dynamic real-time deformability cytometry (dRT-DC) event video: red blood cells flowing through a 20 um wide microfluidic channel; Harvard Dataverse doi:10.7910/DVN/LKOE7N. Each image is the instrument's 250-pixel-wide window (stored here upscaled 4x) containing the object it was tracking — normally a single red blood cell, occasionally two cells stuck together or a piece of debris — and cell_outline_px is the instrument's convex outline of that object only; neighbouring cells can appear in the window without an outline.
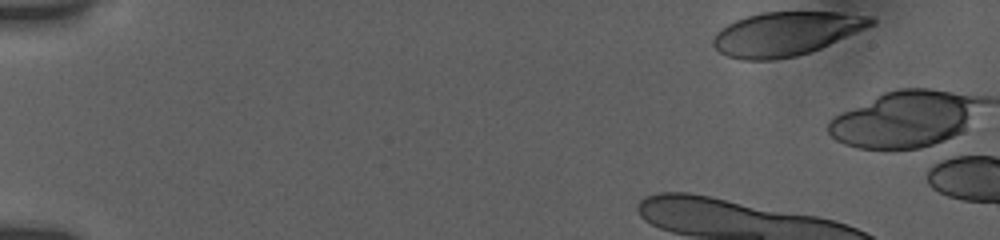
{"species": "human", "species_latin": "Homo sapiens", "temperature_condition": "room temperature", "stored_images_in_passage": 2, "camera_frame_rate_fps": 3000, "um_per_image_px": 0.085, "donor": {"sex": "female"}, "frame": {"image": 1, "passage_image": 1, "time_ms": 0.0, "image_size_px": [1000, 240], "cell_outline_px": [[876, 24], [820, 48], [796, 56], [776, 60], [744, 60], [728, 56], [720, 52], [712, 44], [712, 40], [716, 32], [720, 28], [736, 20], [748, 16], [764, 12], [836, 12], [868, 16], [876, 20]], "centroid_in_image_um": [66.79, 2.87], "position_along_channel_um": 18.2, "area_um2": 40.06}}